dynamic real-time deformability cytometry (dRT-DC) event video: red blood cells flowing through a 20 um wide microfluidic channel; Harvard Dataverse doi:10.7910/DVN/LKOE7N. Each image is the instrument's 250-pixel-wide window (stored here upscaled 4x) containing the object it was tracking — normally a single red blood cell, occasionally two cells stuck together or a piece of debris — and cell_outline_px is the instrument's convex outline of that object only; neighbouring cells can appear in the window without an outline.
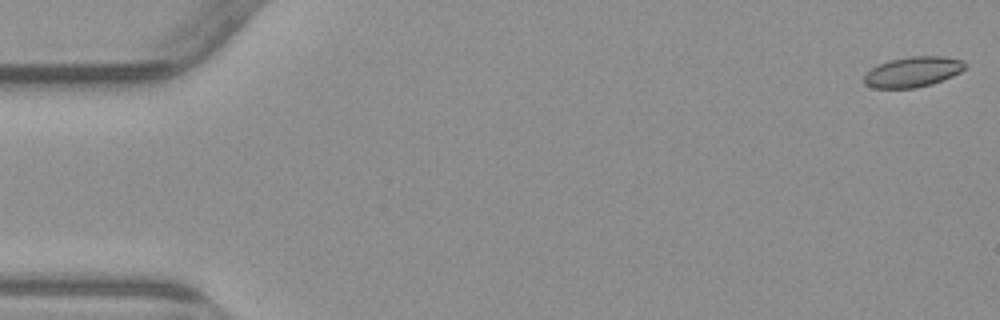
{"species": "common noctule bat (a hibernating species)", "species_latin": "Nyctalus noctula", "temperature_condition": "warm", "stored_images_in_passage": 6, "segment_of_instrument_passage": [2, 2], "camera_frame_rate_fps": 3000, "um_per_image_px": 0.085, "animal": {"sex": "male", "body_mass_g": 23.1, "forearm_length_mm": 52.7}, "frame": {"image": 1, "passage_image": 6, "time_ms": 6.667, "image_size_px": [1000, 320], "cell_outline_px": [[964, 68], [960, 72], [952, 76], [932, 84], [916, 88], [872, 88], [864, 84], [864, 76], [872, 68], [880, 64], [892, 60], [908, 56], [944, 56], [964, 60]], "centroid_in_image_um": [77.6, 6.11], "position_along_channel_um": 7.4, "area_um2": 17.74}}